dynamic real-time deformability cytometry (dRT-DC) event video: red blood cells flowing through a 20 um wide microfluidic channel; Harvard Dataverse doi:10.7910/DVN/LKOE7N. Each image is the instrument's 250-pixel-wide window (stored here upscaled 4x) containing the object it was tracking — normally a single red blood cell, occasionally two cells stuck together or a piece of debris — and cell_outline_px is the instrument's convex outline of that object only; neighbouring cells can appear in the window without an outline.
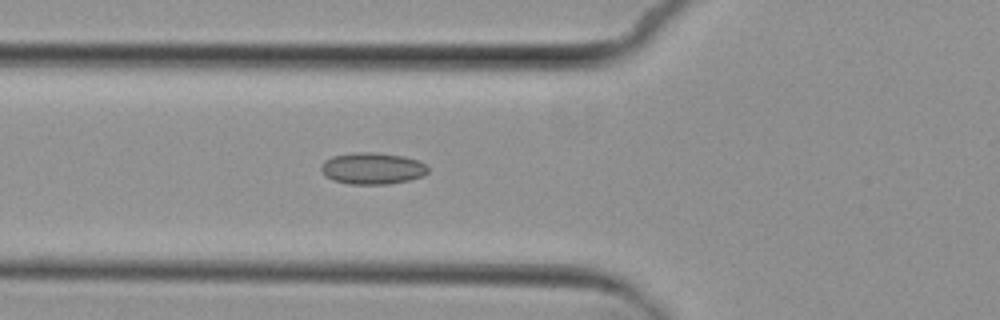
{"species": "common noctule bat (a hibernating species)", "species_latin": "Nyctalus noctula", "temperature_condition": "cold", "stored_images_in_passage": 6, "camera_frame_rate_fps": 3000, "um_per_image_px": 0.085, "animal": {"sex": "female", "body_mass_g": 29.2, "forearm_length_mm": 56.3}, "frame": {"image": 1, "passage_image": 6, "time_ms": 6.667, "image_size_px": [1000, 320], "cell_outline_px": [[428, 172], [424, 176], [408, 180], [388, 184], [348, 184], [332, 180], [324, 176], [320, 168], [324, 160], [332, 156], [352, 152], [372, 152], [404, 156], [420, 160], [428, 168]], "centroid_in_image_um": [31.63, 14.31], "position_along_channel_um": 94.2, "area_um2": 19.94}}